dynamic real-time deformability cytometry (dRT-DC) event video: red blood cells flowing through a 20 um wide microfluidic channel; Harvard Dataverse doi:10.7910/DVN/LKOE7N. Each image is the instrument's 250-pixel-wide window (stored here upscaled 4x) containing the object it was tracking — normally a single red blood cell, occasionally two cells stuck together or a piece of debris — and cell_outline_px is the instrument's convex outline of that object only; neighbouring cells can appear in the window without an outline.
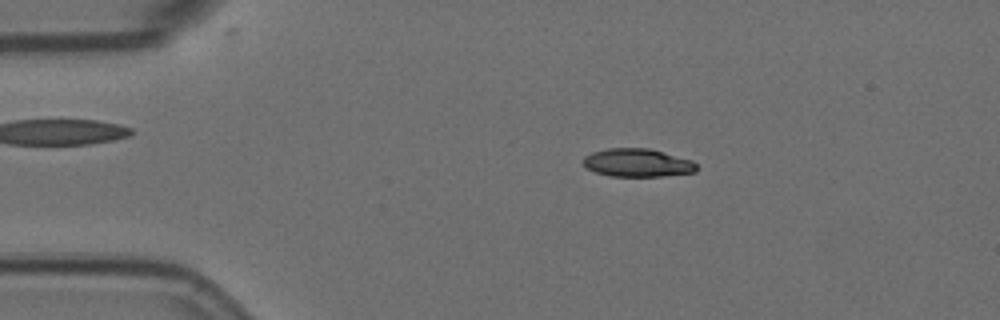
{"species": "Egyptian fruit bat (a non-hibernating species)", "species_latin": "Rousettus aegyptiacus", "temperature_condition": "room temperature", "stored_images_in_passage": 57, "camera_frame_rate_fps": 3000, "um_per_image_px": 0.085, "animal": {"sex": "female"}, "frame": {"image": 1, "passage_image": 11, "time_ms": 3.333, "image_size_px": [1000, 320], "cell_outline_px": [[696, 172], [660, 176], [608, 176], [596, 172], [588, 168], [584, 164], [584, 156], [592, 152], [608, 148], [648, 148], [692, 160], [696, 164]], "centroid_in_image_um": [54.18, 13.83], "position_along_channel_um": 30.8, "area_um2": 18.44}}
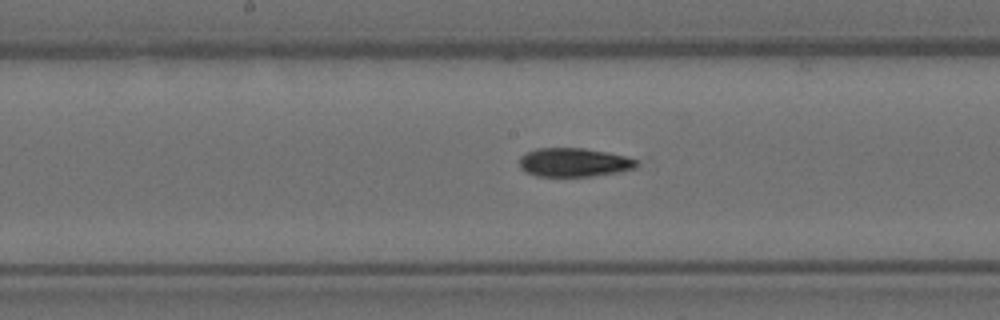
{"frame": {"image": 2, "passage_image": 29, "time_ms": 9.333, "image_size_px": [1000, 320], "cell_outline_px": [[636, 168], [616, 172], [592, 176], [536, 176], [524, 172], [520, 168], [520, 156], [536, 148], [584, 148], [608, 152], [624, 156], [636, 160]], "centroid_in_image_um": [48.74, 13.8], "position_along_channel_um": 199.5, "area_um2": 19.54}}
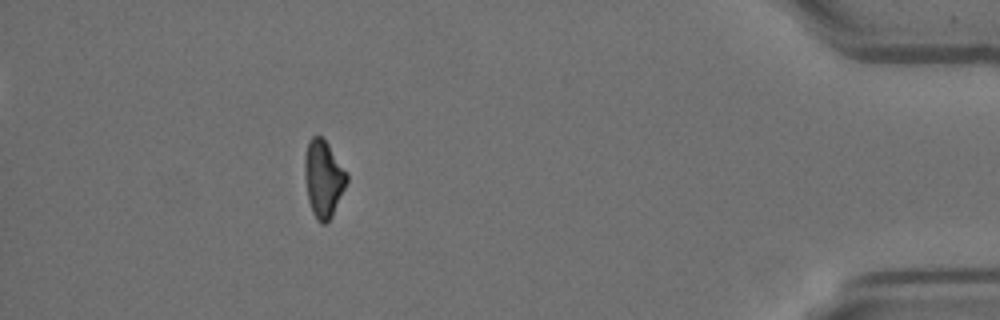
{"frame": {"image": 3, "passage_image": 51, "time_ms": 16.667, "image_size_px": [1000, 320], "cell_outline_px": [[348, 180], [332, 216], [324, 224], [320, 224], [316, 220], [312, 212], [308, 200], [304, 176], [304, 156], [308, 140], [312, 136], [320, 136], [328, 144], [348, 172]], "centroid_in_image_um": [27.48, 15.18], "position_along_channel_um": 407.7, "area_um2": 19.07}, "authors_computed_cell_mechanics": {"area_um2": 19.1318, "velocity_mm_per_s": 3.5914, "shape_relaxation_time_tau1_ms": 5.7907, "shape_relaxation_time_tau2_ms": 4.9972, "deformation_change_tau1": 0.1779, "deformation_change_tau2": 0.116}}